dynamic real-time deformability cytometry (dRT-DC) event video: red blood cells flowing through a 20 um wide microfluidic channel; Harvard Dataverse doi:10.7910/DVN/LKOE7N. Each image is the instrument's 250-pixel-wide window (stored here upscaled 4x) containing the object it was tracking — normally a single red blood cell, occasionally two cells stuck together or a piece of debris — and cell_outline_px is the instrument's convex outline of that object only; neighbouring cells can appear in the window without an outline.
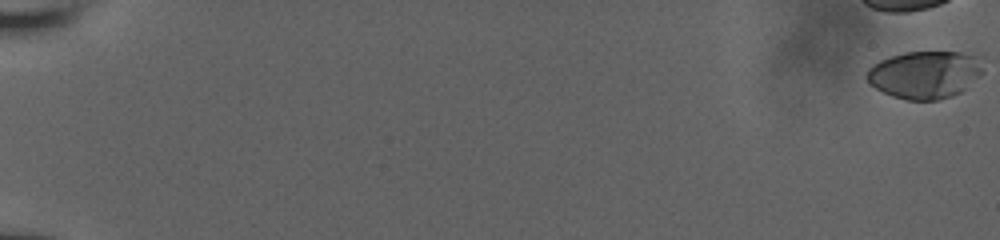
{"species": "human", "species_latin": "Homo sapiens", "temperature_condition": "room temperature", "stored_images_in_passage": 8, "camera_frame_rate_fps": 3000, "um_per_image_px": 0.085, "donor": {"sex": "male"}, "frame": {"image": 1, "passage_image": 1, "time_ms": 0.0, "image_size_px": [1000, 240], "cell_outline_px": [[984, 72], [980, 76], [960, 92], [952, 96], [940, 100], [908, 100], [892, 96], [868, 84], [864, 76], [868, 68], [872, 64], [880, 60], [904, 52], [960, 52], [984, 56]], "centroid_in_image_um": [78.65, 6.33], "position_along_channel_um": 6.4, "area_um2": 32.89}}